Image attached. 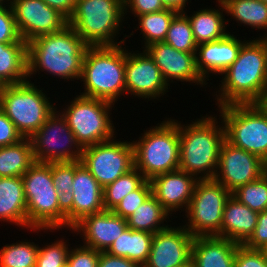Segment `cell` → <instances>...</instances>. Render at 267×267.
<instances>
[{
	"instance_id": "obj_56",
	"label": "cell",
	"mask_w": 267,
	"mask_h": 267,
	"mask_svg": "<svg viewBox=\"0 0 267 267\" xmlns=\"http://www.w3.org/2000/svg\"><path fill=\"white\" fill-rule=\"evenodd\" d=\"M185 267H193V265H192V264H189V265H187V266H185Z\"/></svg>"
},
{
	"instance_id": "obj_28",
	"label": "cell",
	"mask_w": 267,
	"mask_h": 267,
	"mask_svg": "<svg viewBox=\"0 0 267 267\" xmlns=\"http://www.w3.org/2000/svg\"><path fill=\"white\" fill-rule=\"evenodd\" d=\"M153 235L127 228L106 251L110 255L127 258L143 266L149 256Z\"/></svg>"
},
{
	"instance_id": "obj_1",
	"label": "cell",
	"mask_w": 267,
	"mask_h": 267,
	"mask_svg": "<svg viewBox=\"0 0 267 267\" xmlns=\"http://www.w3.org/2000/svg\"><path fill=\"white\" fill-rule=\"evenodd\" d=\"M87 48L69 25L60 32L36 37L27 43L28 81L41 72L66 82L79 80Z\"/></svg>"
},
{
	"instance_id": "obj_49",
	"label": "cell",
	"mask_w": 267,
	"mask_h": 267,
	"mask_svg": "<svg viewBox=\"0 0 267 267\" xmlns=\"http://www.w3.org/2000/svg\"><path fill=\"white\" fill-rule=\"evenodd\" d=\"M256 103L267 114V88L264 90L261 98Z\"/></svg>"
},
{
	"instance_id": "obj_53",
	"label": "cell",
	"mask_w": 267,
	"mask_h": 267,
	"mask_svg": "<svg viewBox=\"0 0 267 267\" xmlns=\"http://www.w3.org/2000/svg\"><path fill=\"white\" fill-rule=\"evenodd\" d=\"M5 3L9 4V0H0V6L6 5Z\"/></svg>"
},
{
	"instance_id": "obj_23",
	"label": "cell",
	"mask_w": 267,
	"mask_h": 267,
	"mask_svg": "<svg viewBox=\"0 0 267 267\" xmlns=\"http://www.w3.org/2000/svg\"><path fill=\"white\" fill-rule=\"evenodd\" d=\"M238 245L218 236L194 237L191 264L193 267H234Z\"/></svg>"
},
{
	"instance_id": "obj_25",
	"label": "cell",
	"mask_w": 267,
	"mask_h": 267,
	"mask_svg": "<svg viewBox=\"0 0 267 267\" xmlns=\"http://www.w3.org/2000/svg\"><path fill=\"white\" fill-rule=\"evenodd\" d=\"M217 2L216 9L215 7L200 8V10L194 11L190 15L187 14V9L182 12L190 22L197 45L220 40L229 33L227 26H229L228 22L230 21L224 17V13H226L224 5L220 0H217L216 4Z\"/></svg>"
},
{
	"instance_id": "obj_46",
	"label": "cell",
	"mask_w": 267,
	"mask_h": 267,
	"mask_svg": "<svg viewBox=\"0 0 267 267\" xmlns=\"http://www.w3.org/2000/svg\"><path fill=\"white\" fill-rule=\"evenodd\" d=\"M98 267H142L127 258L113 256L107 252H100Z\"/></svg>"
},
{
	"instance_id": "obj_55",
	"label": "cell",
	"mask_w": 267,
	"mask_h": 267,
	"mask_svg": "<svg viewBox=\"0 0 267 267\" xmlns=\"http://www.w3.org/2000/svg\"><path fill=\"white\" fill-rule=\"evenodd\" d=\"M63 267H71V266H69L68 263H66Z\"/></svg>"
},
{
	"instance_id": "obj_37",
	"label": "cell",
	"mask_w": 267,
	"mask_h": 267,
	"mask_svg": "<svg viewBox=\"0 0 267 267\" xmlns=\"http://www.w3.org/2000/svg\"><path fill=\"white\" fill-rule=\"evenodd\" d=\"M62 238L56 241L48 242L39 246L35 267H63L67 263V257L70 250V242ZM68 242V244H67Z\"/></svg>"
},
{
	"instance_id": "obj_44",
	"label": "cell",
	"mask_w": 267,
	"mask_h": 267,
	"mask_svg": "<svg viewBox=\"0 0 267 267\" xmlns=\"http://www.w3.org/2000/svg\"><path fill=\"white\" fill-rule=\"evenodd\" d=\"M267 243V210L258 214V222L251 236L243 243L250 249H259Z\"/></svg>"
},
{
	"instance_id": "obj_36",
	"label": "cell",
	"mask_w": 267,
	"mask_h": 267,
	"mask_svg": "<svg viewBox=\"0 0 267 267\" xmlns=\"http://www.w3.org/2000/svg\"><path fill=\"white\" fill-rule=\"evenodd\" d=\"M231 195L251 210L263 212L267 210V179L262 175L255 181L239 186Z\"/></svg>"
},
{
	"instance_id": "obj_4",
	"label": "cell",
	"mask_w": 267,
	"mask_h": 267,
	"mask_svg": "<svg viewBox=\"0 0 267 267\" xmlns=\"http://www.w3.org/2000/svg\"><path fill=\"white\" fill-rule=\"evenodd\" d=\"M28 230L37 234L66 228L65 202L57 193L51 163L34 162L22 175Z\"/></svg>"
},
{
	"instance_id": "obj_18",
	"label": "cell",
	"mask_w": 267,
	"mask_h": 267,
	"mask_svg": "<svg viewBox=\"0 0 267 267\" xmlns=\"http://www.w3.org/2000/svg\"><path fill=\"white\" fill-rule=\"evenodd\" d=\"M193 236L182 225L153 235L152 246L142 267H185L191 264Z\"/></svg>"
},
{
	"instance_id": "obj_19",
	"label": "cell",
	"mask_w": 267,
	"mask_h": 267,
	"mask_svg": "<svg viewBox=\"0 0 267 267\" xmlns=\"http://www.w3.org/2000/svg\"><path fill=\"white\" fill-rule=\"evenodd\" d=\"M145 50L159 67L169 87L176 81L189 82L190 85L195 83L200 87L208 84L197 70L196 53L178 51L164 42L152 43Z\"/></svg>"
},
{
	"instance_id": "obj_17",
	"label": "cell",
	"mask_w": 267,
	"mask_h": 267,
	"mask_svg": "<svg viewBox=\"0 0 267 267\" xmlns=\"http://www.w3.org/2000/svg\"><path fill=\"white\" fill-rule=\"evenodd\" d=\"M73 189L65 202L66 229L71 230L85 216L104 211L103 188L81 161H74Z\"/></svg>"
},
{
	"instance_id": "obj_31",
	"label": "cell",
	"mask_w": 267,
	"mask_h": 267,
	"mask_svg": "<svg viewBox=\"0 0 267 267\" xmlns=\"http://www.w3.org/2000/svg\"><path fill=\"white\" fill-rule=\"evenodd\" d=\"M169 217L171 218V215L161 206L156 197L151 194L126 220L128 228L155 234L169 226L166 223L171 222Z\"/></svg>"
},
{
	"instance_id": "obj_10",
	"label": "cell",
	"mask_w": 267,
	"mask_h": 267,
	"mask_svg": "<svg viewBox=\"0 0 267 267\" xmlns=\"http://www.w3.org/2000/svg\"><path fill=\"white\" fill-rule=\"evenodd\" d=\"M225 127V139L235 147L267 157V114L257 103L217 107Z\"/></svg>"
},
{
	"instance_id": "obj_45",
	"label": "cell",
	"mask_w": 267,
	"mask_h": 267,
	"mask_svg": "<svg viewBox=\"0 0 267 267\" xmlns=\"http://www.w3.org/2000/svg\"><path fill=\"white\" fill-rule=\"evenodd\" d=\"M22 139L15 125L0 108V147L15 144Z\"/></svg>"
},
{
	"instance_id": "obj_34",
	"label": "cell",
	"mask_w": 267,
	"mask_h": 267,
	"mask_svg": "<svg viewBox=\"0 0 267 267\" xmlns=\"http://www.w3.org/2000/svg\"><path fill=\"white\" fill-rule=\"evenodd\" d=\"M39 246L22 239L0 249V267H35Z\"/></svg>"
},
{
	"instance_id": "obj_21",
	"label": "cell",
	"mask_w": 267,
	"mask_h": 267,
	"mask_svg": "<svg viewBox=\"0 0 267 267\" xmlns=\"http://www.w3.org/2000/svg\"><path fill=\"white\" fill-rule=\"evenodd\" d=\"M198 179L183 170L162 173L154 176L150 182L152 194L161 206L172 216L177 211H185L188 208L195 184Z\"/></svg>"
},
{
	"instance_id": "obj_14",
	"label": "cell",
	"mask_w": 267,
	"mask_h": 267,
	"mask_svg": "<svg viewBox=\"0 0 267 267\" xmlns=\"http://www.w3.org/2000/svg\"><path fill=\"white\" fill-rule=\"evenodd\" d=\"M128 50L125 49L126 94L146 101L163 100L158 98L166 96L171 88L168 87L159 67L145 49L142 52L137 50L136 53L133 49Z\"/></svg>"
},
{
	"instance_id": "obj_50",
	"label": "cell",
	"mask_w": 267,
	"mask_h": 267,
	"mask_svg": "<svg viewBox=\"0 0 267 267\" xmlns=\"http://www.w3.org/2000/svg\"><path fill=\"white\" fill-rule=\"evenodd\" d=\"M258 250L260 251V253L264 257V259L267 261V243L265 245H263L261 248H259Z\"/></svg>"
},
{
	"instance_id": "obj_30",
	"label": "cell",
	"mask_w": 267,
	"mask_h": 267,
	"mask_svg": "<svg viewBox=\"0 0 267 267\" xmlns=\"http://www.w3.org/2000/svg\"><path fill=\"white\" fill-rule=\"evenodd\" d=\"M34 162L29 138L0 147V177H22Z\"/></svg>"
},
{
	"instance_id": "obj_33",
	"label": "cell",
	"mask_w": 267,
	"mask_h": 267,
	"mask_svg": "<svg viewBox=\"0 0 267 267\" xmlns=\"http://www.w3.org/2000/svg\"><path fill=\"white\" fill-rule=\"evenodd\" d=\"M147 179L133 168L125 175L103 188V205L105 210L113 211L130 192L137 190Z\"/></svg>"
},
{
	"instance_id": "obj_8",
	"label": "cell",
	"mask_w": 267,
	"mask_h": 267,
	"mask_svg": "<svg viewBox=\"0 0 267 267\" xmlns=\"http://www.w3.org/2000/svg\"><path fill=\"white\" fill-rule=\"evenodd\" d=\"M43 90L30 80L5 85L0 91V108L23 138H30L56 109Z\"/></svg>"
},
{
	"instance_id": "obj_52",
	"label": "cell",
	"mask_w": 267,
	"mask_h": 267,
	"mask_svg": "<svg viewBox=\"0 0 267 267\" xmlns=\"http://www.w3.org/2000/svg\"><path fill=\"white\" fill-rule=\"evenodd\" d=\"M263 176L267 179V157L263 159Z\"/></svg>"
},
{
	"instance_id": "obj_7",
	"label": "cell",
	"mask_w": 267,
	"mask_h": 267,
	"mask_svg": "<svg viewBox=\"0 0 267 267\" xmlns=\"http://www.w3.org/2000/svg\"><path fill=\"white\" fill-rule=\"evenodd\" d=\"M154 127L147 128L135 141V168L151 180L154 176L179 169V129L178 120L164 118Z\"/></svg>"
},
{
	"instance_id": "obj_51",
	"label": "cell",
	"mask_w": 267,
	"mask_h": 267,
	"mask_svg": "<svg viewBox=\"0 0 267 267\" xmlns=\"http://www.w3.org/2000/svg\"><path fill=\"white\" fill-rule=\"evenodd\" d=\"M257 38H259L263 42L267 51V31H265L262 36H259Z\"/></svg>"
},
{
	"instance_id": "obj_26",
	"label": "cell",
	"mask_w": 267,
	"mask_h": 267,
	"mask_svg": "<svg viewBox=\"0 0 267 267\" xmlns=\"http://www.w3.org/2000/svg\"><path fill=\"white\" fill-rule=\"evenodd\" d=\"M28 229L22 177H0V222Z\"/></svg>"
},
{
	"instance_id": "obj_42",
	"label": "cell",
	"mask_w": 267,
	"mask_h": 267,
	"mask_svg": "<svg viewBox=\"0 0 267 267\" xmlns=\"http://www.w3.org/2000/svg\"><path fill=\"white\" fill-rule=\"evenodd\" d=\"M234 267H267V261L259 250L239 244L235 253Z\"/></svg>"
},
{
	"instance_id": "obj_5",
	"label": "cell",
	"mask_w": 267,
	"mask_h": 267,
	"mask_svg": "<svg viewBox=\"0 0 267 267\" xmlns=\"http://www.w3.org/2000/svg\"><path fill=\"white\" fill-rule=\"evenodd\" d=\"M125 46V47H122ZM125 48L116 46H88L82 64L80 81L84 91L80 95L117 103L125 93Z\"/></svg>"
},
{
	"instance_id": "obj_27",
	"label": "cell",
	"mask_w": 267,
	"mask_h": 267,
	"mask_svg": "<svg viewBox=\"0 0 267 267\" xmlns=\"http://www.w3.org/2000/svg\"><path fill=\"white\" fill-rule=\"evenodd\" d=\"M28 81L27 43H0V82L5 85Z\"/></svg>"
},
{
	"instance_id": "obj_6",
	"label": "cell",
	"mask_w": 267,
	"mask_h": 267,
	"mask_svg": "<svg viewBox=\"0 0 267 267\" xmlns=\"http://www.w3.org/2000/svg\"><path fill=\"white\" fill-rule=\"evenodd\" d=\"M124 21V0H77L68 25L88 46H116L125 44L134 34L132 31L130 36L124 35L125 39L116 38Z\"/></svg>"
},
{
	"instance_id": "obj_20",
	"label": "cell",
	"mask_w": 267,
	"mask_h": 267,
	"mask_svg": "<svg viewBox=\"0 0 267 267\" xmlns=\"http://www.w3.org/2000/svg\"><path fill=\"white\" fill-rule=\"evenodd\" d=\"M128 228L127 220L113 211L104 210L85 216L70 231L83 241V245L99 252H106L112 243Z\"/></svg>"
},
{
	"instance_id": "obj_3",
	"label": "cell",
	"mask_w": 267,
	"mask_h": 267,
	"mask_svg": "<svg viewBox=\"0 0 267 267\" xmlns=\"http://www.w3.org/2000/svg\"><path fill=\"white\" fill-rule=\"evenodd\" d=\"M217 117L200 115L186 125L178 121L179 169L197 179H213L217 172L219 152L225 140L223 120Z\"/></svg>"
},
{
	"instance_id": "obj_43",
	"label": "cell",
	"mask_w": 267,
	"mask_h": 267,
	"mask_svg": "<svg viewBox=\"0 0 267 267\" xmlns=\"http://www.w3.org/2000/svg\"><path fill=\"white\" fill-rule=\"evenodd\" d=\"M163 9L166 7L160 0H124V15L132 13L134 19L142 14L154 13Z\"/></svg>"
},
{
	"instance_id": "obj_35",
	"label": "cell",
	"mask_w": 267,
	"mask_h": 267,
	"mask_svg": "<svg viewBox=\"0 0 267 267\" xmlns=\"http://www.w3.org/2000/svg\"><path fill=\"white\" fill-rule=\"evenodd\" d=\"M164 43L178 51L196 53L197 44L193 37L190 22L182 12H179L173 18Z\"/></svg>"
},
{
	"instance_id": "obj_48",
	"label": "cell",
	"mask_w": 267,
	"mask_h": 267,
	"mask_svg": "<svg viewBox=\"0 0 267 267\" xmlns=\"http://www.w3.org/2000/svg\"><path fill=\"white\" fill-rule=\"evenodd\" d=\"M160 1L166 8H171L178 12H184V9L186 10L187 3H189V0H160Z\"/></svg>"
},
{
	"instance_id": "obj_9",
	"label": "cell",
	"mask_w": 267,
	"mask_h": 267,
	"mask_svg": "<svg viewBox=\"0 0 267 267\" xmlns=\"http://www.w3.org/2000/svg\"><path fill=\"white\" fill-rule=\"evenodd\" d=\"M64 108L61 114L66 118L69 128L75 135L81 148L112 139L117 134L112 121L113 103L76 95Z\"/></svg>"
},
{
	"instance_id": "obj_11",
	"label": "cell",
	"mask_w": 267,
	"mask_h": 267,
	"mask_svg": "<svg viewBox=\"0 0 267 267\" xmlns=\"http://www.w3.org/2000/svg\"><path fill=\"white\" fill-rule=\"evenodd\" d=\"M231 196L220 182L198 179L183 225L193 236H219L225 203Z\"/></svg>"
},
{
	"instance_id": "obj_22",
	"label": "cell",
	"mask_w": 267,
	"mask_h": 267,
	"mask_svg": "<svg viewBox=\"0 0 267 267\" xmlns=\"http://www.w3.org/2000/svg\"><path fill=\"white\" fill-rule=\"evenodd\" d=\"M246 39L240 40V37L237 38L229 32L220 40L197 45L196 66L202 77L209 81L212 80L209 77L214 74L221 76L220 74L237 59L239 50Z\"/></svg>"
},
{
	"instance_id": "obj_47",
	"label": "cell",
	"mask_w": 267,
	"mask_h": 267,
	"mask_svg": "<svg viewBox=\"0 0 267 267\" xmlns=\"http://www.w3.org/2000/svg\"><path fill=\"white\" fill-rule=\"evenodd\" d=\"M51 8L58 10L68 20L72 16L77 0H42Z\"/></svg>"
},
{
	"instance_id": "obj_13",
	"label": "cell",
	"mask_w": 267,
	"mask_h": 267,
	"mask_svg": "<svg viewBox=\"0 0 267 267\" xmlns=\"http://www.w3.org/2000/svg\"><path fill=\"white\" fill-rule=\"evenodd\" d=\"M116 138L82 150L81 163L102 188L135 168L133 143Z\"/></svg>"
},
{
	"instance_id": "obj_29",
	"label": "cell",
	"mask_w": 267,
	"mask_h": 267,
	"mask_svg": "<svg viewBox=\"0 0 267 267\" xmlns=\"http://www.w3.org/2000/svg\"><path fill=\"white\" fill-rule=\"evenodd\" d=\"M225 14L230 15L238 25L261 31H267V3L260 0H220Z\"/></svg>"
},
{
	"instance_id": "obj_39",
	"label": "cell",
	"mask_w": 267,
	"mask_h": 267,
	"mask_svg": "<svg viewBox=\"0 0 267 267\" xmlns=\"http://www.w3.org/2000/svg\"><path fill=\"white\" fill-rule=\"evenodd\" d=\"M151 194V182L150 180H146L137 190L130 192L126 197H124L113 212L123 219H127L147 200Z\"/></svg>"
},
{
	"instance_id": "obj_16",
	"label": "cell",
	"mask_w": 267,
	"mask_h": 267,
	"mask_svg": "<svg viewBox=\"0 0 267 267\" xmlns=\"http://www.w3.org/2000/svg\"><path fill=\"white\" fill-rule=\"evenodd\" d=\"M262 169L263 160L258 155L235 147L225 139L214 179L233 192L239 186L259 179L263 175Z\"/></svg>"
},
{
	"instance_id": "obj_38",
	"label": "cell",
	"mask_w": 267,
	"mask_h": 267,
	"mask_svg": "<svg viewBox=\"0 0 267 267\" xmlns=\"http://www.w3.org/2000/svg\"><path fill=\"white\" fill-rule=\"evenodd\" d=\"M51 176L57 193L66 202L73 189L74 161L51 163Z\"/></svg>"
},
{
	"instance_id": "obj_32",
	"label": "cell",
	"mask_w": 267,
	"mask_h": 267,
	"mask_svg": "<svg viewBox=\"0 0 267 267\" xmlns=\"http://www.w3.org/2000/svg\"><path fill=\"white\" fill-rule=\"evenodd\" d=\"M179 12L166 8L154 13H146L140 16H137V29L140 30V35L142 34V41L144 44L141 47L142 49L146 48L152 43L164 42L169 26L173 18Z\"/></svg>"
},
{
	"instance_id": "obj_2",
	"label": "cell",
	"mask_w": 267,
	"mask_h": 267,
	"mask_svg": "<svg viewBox=\"0 0 267 267\" xmlns=\"http://www.w3.org/2000/svg\"><path fill=\"white\" fill-rule=\"evenodd\" d=\"M221 75L219 90L212 95L216 106L256 103L267 88V51L263 42L257 37L246 40L237 59Z\"/></svg>"
},
{
	"instance_id": "obj_12",
	"label": "cell",
	"mask_w": 267,
	"mask_h": 267,
	"mask_svg": "<svg viewBox=\"0 0 267 267\" xmlns=\"http://www.w3.org/2000/svg\"><path fill=\"white\" fill-rule=\"evenodd\" d=\"M56 108L45 123L29 138L35 162L80 161L82 148L77 143L66 118Z\"/></svg>"
},
{
	"instance_id": "obj_54",
	"label": "cell",
	"mask_w": 267,
	"mask_h": 267,
	"mask_svg": "<svg viewBox=\"0 0 267 267\" xmlns=\"http://www.w3.org/2000/svg\"><path fill=\"white\" fill-rule=\"evenodd\" d=\"M4 85L0 82V91L3 89Z\"/></svg>"
},
{
	"instance_id": "obj_15",
	"label": "cell",
	"mask_w": 267,
	"mask_h": 267,
	"mask_svg": "<svg viewBox=\"0 0 267 267\" xmlns=\"http://www.w3.org/2000/svg\"><path fill=\"white\" fill-rule=\"evenodd\" d=\"M20 37L30 42L36 37L62 31L68 19L42 0H9Z\"/></svg>"
},
{
	"instance_id": "obj_24",
	"label": "cell",
	"mask_w": 267,
	"mask_h": 267,
	"mask_svg": "<svg viewBox=\"0 0 267 267\" xmlns=\"http://www.w3.org/2000/svg\"><path fill=\"white\" fill-rule=\"evenodd\" d=\"M258 214L231 195L225 203L218 237L243 244L253 233Z\"/></svg>"
},
{
	"instance_id": "obj_40",
	"label": "cell",
	"mask_w": 267,
	"mask_h": 267,
	"mask_svg": "<svg viewBox=\"0 0 267 267\" xmlns=\"http://www.w3.org/2000/svg\"><path fill=\"white\" fill-rule=\"evenodd\" d=\"M0 43H27L20 37L10 4L0 6Z\"/></svg>"
},
{
	"instance_id": "obj_41",
	"label": "cell",
	"mask_w": 267,
	"mask_h": 267,
	"mask_svg": "<svg viewBox=\"0 0 267 267\" xmlns=\"http://www.w3.org/2000/svg\"><path fill=\"white\" fill-rule=\"evenodd\" d=\"M100 252L85 245L70 248L67 263L71 267H98Z\"/></svg>"
}]
</instances>
